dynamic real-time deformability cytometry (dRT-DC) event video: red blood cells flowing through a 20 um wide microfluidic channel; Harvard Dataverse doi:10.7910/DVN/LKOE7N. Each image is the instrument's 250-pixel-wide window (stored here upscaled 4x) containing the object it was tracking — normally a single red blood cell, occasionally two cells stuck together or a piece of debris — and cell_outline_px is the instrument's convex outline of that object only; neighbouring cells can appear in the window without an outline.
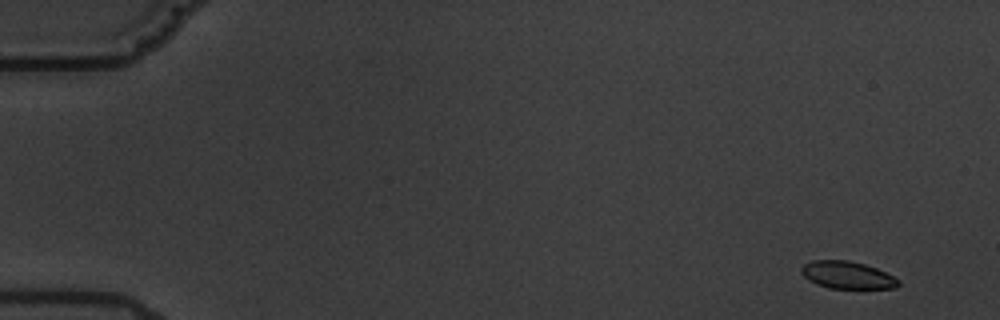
{"species": "common noctule bat (a hibernating species)", "species_latin": "Nyctalus noctula", "temperature_condition": "warm", "stored_images_in_passage": 6, "camera_frame_rate_fps": 3000, "um_per_image_px": 0.085, "animal": {"sex": "male", "body_mass_g": 19.5, "forearm_length_mm": 54.6}, "frame": {"image": 1, "passage_image": 1, "time_ms": 0.0, "image_size_px": [1000, 320], "cell_outline_px": [[900, 284], [896, 288], [828, 288], [816, 284], [808, 280], [800, 272], [800, 268], [804, 264], [812, 260], [848, 260], [864, 264], [876, 268], [900, 280]], "centroid_in_image_um": [71.99, 23.38], "position_along_channel_um": 13.0, "area_um2": 15.49}}
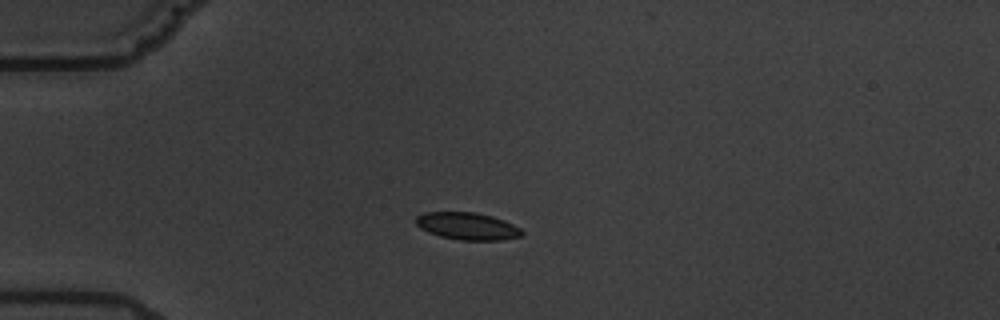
{"frame": {"image": 2, "passage_image": 4, "time_ms": 4.333, "image_size_px": [1000, 320], "cell_outline_px": [[524, 232], [520, 236], [500, 240], [460, 240], [440, 236], [428, 232], [420, 228], [416, 224], [416, 216], [424, 212], [476, 212], [492, 216], [504, 220], [520, 228]], "centroid_in_image_um": [39.71, 19.21], "position_along_channel_um": 45.3, "area_um2": 16.82}}